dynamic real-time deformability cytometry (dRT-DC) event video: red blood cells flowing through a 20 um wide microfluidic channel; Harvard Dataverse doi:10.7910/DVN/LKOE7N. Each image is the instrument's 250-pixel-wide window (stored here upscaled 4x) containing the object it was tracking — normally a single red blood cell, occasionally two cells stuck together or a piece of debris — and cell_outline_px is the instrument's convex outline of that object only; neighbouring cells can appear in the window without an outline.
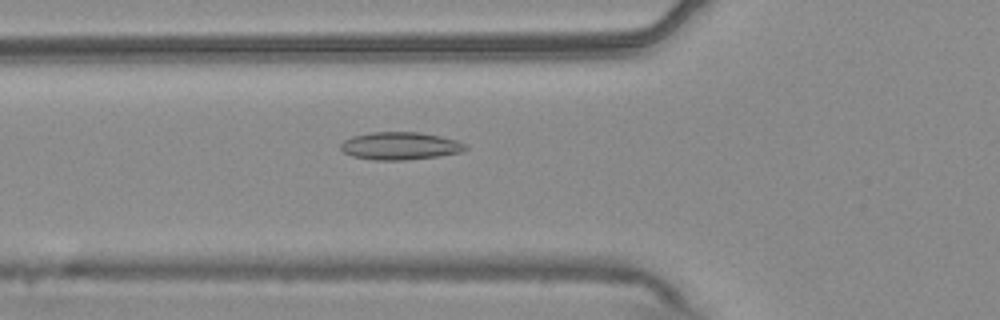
{"species": "common noctule bat (a hibernating species)", "species_latin": "Nyctalus noctula", "temperature_condition": "warm", "stored_images_in_passage": 39, "camera_frame_rate_fps": 3000, "um_per_image_px": 0.085, "animal": {"sex": "male", "body_mass_g": 20.4}, "frame": {"image": 1, "passage_image": 5, "time_ms": 1.333, "image_size_px": [1000, 320], "cell_outline_px": [[468, 148], [460, 152], [436, 156], [408, 160], [372, 160], [352, 156], [344, 152], [340, 148], [340, 144], [344, 140], [352, 136], [372, 132], [420, 132], [440, 136], [456, 140], [468, 144]], "centroid_in_image_um": [34.0, 12.4], "position_along_channel_um": 91.8, "area_um2": 20.17}}
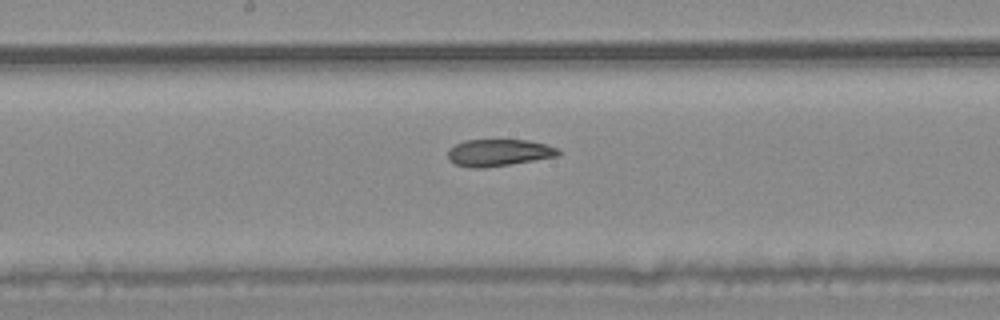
{"frame": {"image": 2, "passage_image": 14, "time_ms": 4.333, "image_size_px": [1000, 320], "cell_outline_px": [[560, 152], [556, 156], [484, 168], [468, 168], [456, 164], [448, 160], [448, 148], [464, 140], [528, 140], [560, 148]], "centroid_in_image_um": [42.34, 12.97], "position_along_channel_um": 205.9, "area_um2": 17.22}}
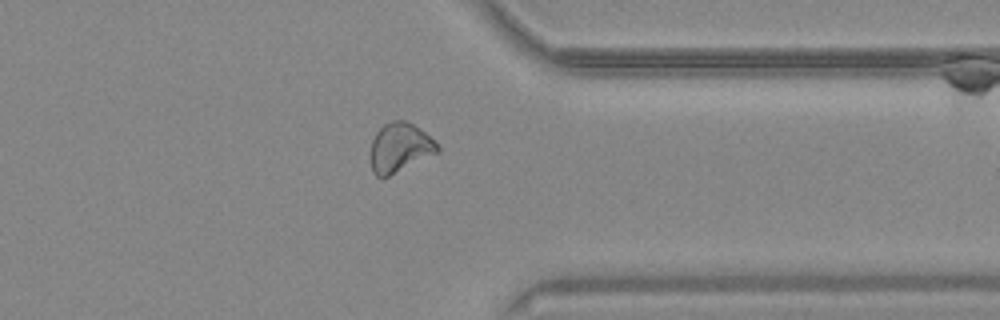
{"frame": {"image": 3, "passage_image": 28, "time_ms": 9.0, "image_size_px": [1000, 320], "cell_outline_px": [[440, 152], [388, 176], [376, 176], [372, 172], [372, 140], [376, 132], [384, 124], [392, 120], [408, 120], [424, 132], [440, 148]], "centroid_in_image_um": [33.99, 12.53], "position_along_channel_um": 377.4, "area_um2": 18.9}}